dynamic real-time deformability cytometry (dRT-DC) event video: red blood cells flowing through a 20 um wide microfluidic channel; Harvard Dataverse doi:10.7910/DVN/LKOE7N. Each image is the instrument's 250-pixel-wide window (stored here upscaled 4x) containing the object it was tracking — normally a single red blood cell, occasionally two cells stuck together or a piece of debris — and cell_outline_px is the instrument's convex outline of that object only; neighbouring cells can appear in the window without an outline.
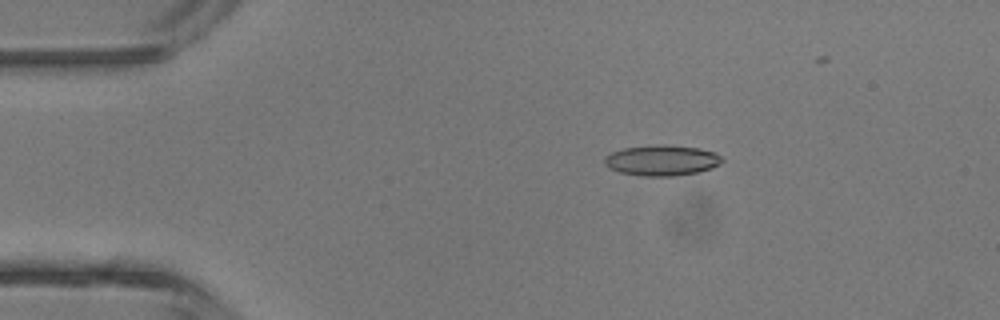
{"species": "common noctule bat (a hibernating species)", "species_latin": "Nyctalus noctula", "temperature_condition": "room temperature", "stored_images_in_passage": 34, "camera_frame_rate_fps": 3000, "um_per_image_px": 0.085, "animal": {"sex": "male", "body_mass_g": 13.3}, "frame": {"image": 1, "passage_image": 1, "time_ms": 0.0, "image_size_px": [1000, 320], "cell_outline_px": [[724, 160], [720, 164], [712, 168], [696, 172], [672, 176], [644, 176], [620, 172], [608, 168], [604, 164], [604, 156], [612, 152], [624, 148], [656, 144], [664, 144], [700, 148], [716, 152]], "centroid_in_image_um": [56.25, 13.62], "position_along_channel_um": 28.8, "area_um2": 21.1}}
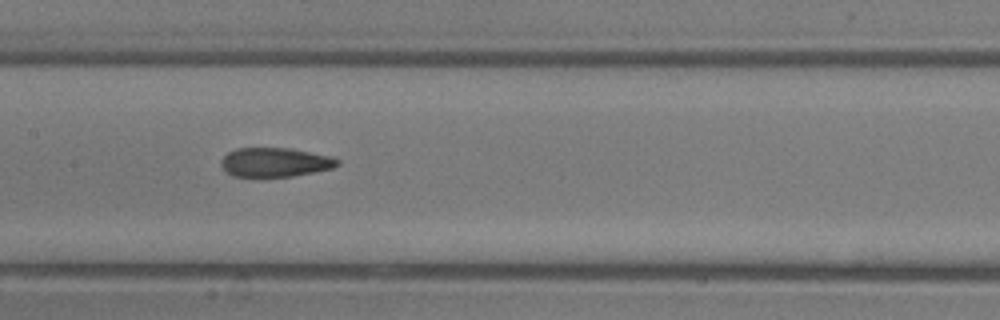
{"frame": {"image": 2, "passage_image": 15, "time_ms": 4.667, "image_size_px": [1000, 320], "cell_outline_px": [[340, 164], [332, 168], [292, 176], [232, 176], [220, 164], [220, 160], [228, 152], [236, 148], [292, 148], [332, 156], [340, 160]], "centroid_in_image_um": [23.4, 13.77], "position_along_channel_um": 184.0, "area_um2": 19.71}}
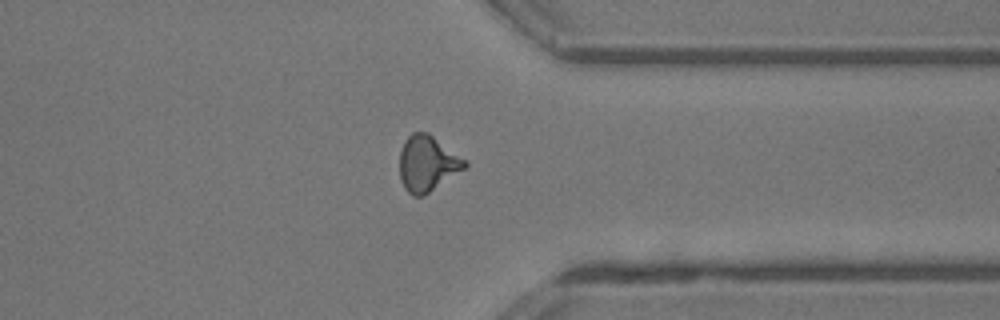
{"frame": {"image": 3, "passage_image": 28, "time_ms": 9.0, "image_size_px": [1000, 320], "cell_outline_px": [[468, 164], [464, 168], [424, 196], [412, 196], [404, 188], [400, 180], [400, 152], [404, 140], [412, 132], [428, 132], [468, 160]], "centroid_in_image_um": [36.32, 13.89], "position_along_channel_um": 375.1, "area_um2": 21.27}, "authors_computed_cell_mechanics": {"area_um2": 20.519, "velocity_mm_per_s": 4.5157, "shape_relaxation_time_tau1_ms": 8.0507, "shape_relaxation_time_tau2_ms": 1.8668, "deformation_change_tau1": 0.2322, "deformation_change_tau2": 0.0788}}